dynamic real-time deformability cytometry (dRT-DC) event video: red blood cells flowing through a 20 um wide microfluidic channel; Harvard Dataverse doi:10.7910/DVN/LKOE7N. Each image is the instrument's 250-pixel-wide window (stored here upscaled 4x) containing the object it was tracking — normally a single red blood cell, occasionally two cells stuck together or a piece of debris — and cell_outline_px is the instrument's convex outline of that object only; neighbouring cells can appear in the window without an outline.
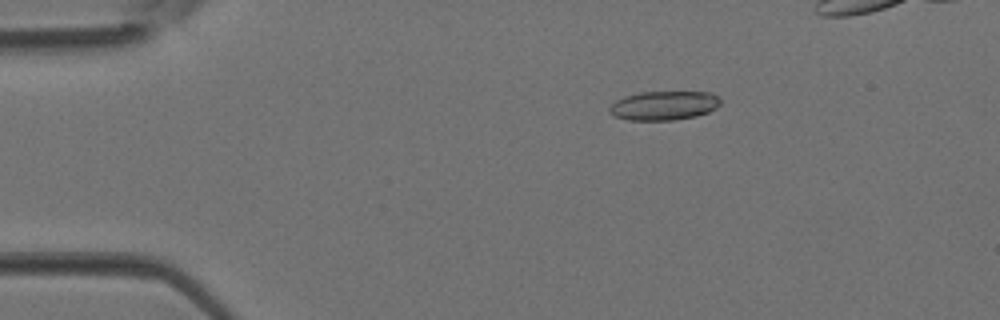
{"species": "Egyptian fruit bat (a non-hibernating species)", "species_latin": "Rousettus aegyptiacus", "temperature_condition": "room temperature", "stored_images_in_passage": 2, "camera_frame_rate_fps": 3000, "um_per_image_px": 0.085, "animal": {"sex": "female"}, "frame": {"image": 1, "passage_image": 1, "time_ms": 0.0, "image_size_px": [1000, 320], "cell_outline_px": [[720, 104], [716, 108], [708, 112], [696, 116], [672, 120], [628, 120], [616, 116], [608, 112], [608, 108], [616, 100], [624, 96], [640, 92], [712, 92], [720, 100]], "centroid_in_image_um": [56.42, 8.97], "position_along_channel_um": 28.6, "area_um2": 18.79}}